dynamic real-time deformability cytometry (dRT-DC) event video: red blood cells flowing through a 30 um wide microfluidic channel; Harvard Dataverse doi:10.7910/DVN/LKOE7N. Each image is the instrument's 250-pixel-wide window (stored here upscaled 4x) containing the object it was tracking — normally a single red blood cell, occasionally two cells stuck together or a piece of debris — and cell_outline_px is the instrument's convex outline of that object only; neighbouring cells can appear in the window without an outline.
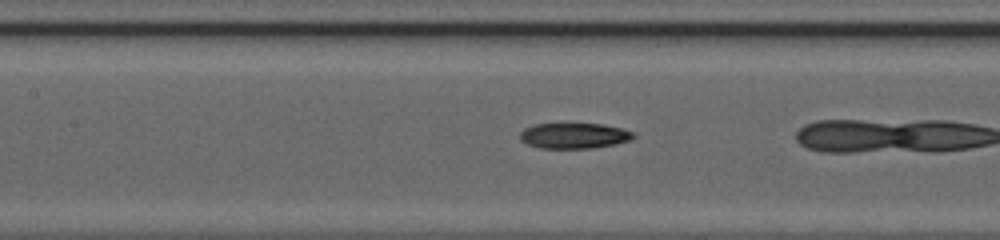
{"species": "common noctule bat (a hibernating species)", "species_latin": "Nyctalus noctula", "temperature_condition": "cold", "stored_images_in_passage": 25, "camera_frame_rate_fps": 3000, "um_per_image_px": 0.085, "animal": {"sex": "female", "body_mass_g": 20.0, "forearm_length_mm": 54.0}, "frame": {"image": 1, "passage_image": 24, "time_ms": 7.667, "image_size_px": [1000, 240], "cell_outline_px": [[636, 136], [632, 140], [616, 144], [592, 148], [540, 148], [528, 144], [520, 140], [520, 132], [524, 128], [532, 124], [604, 124], [636, 132]], "centroid_in_image_um": [48.83, 11.53], "position_along_channel_um": 158.6, "area_um2": 17.05}}